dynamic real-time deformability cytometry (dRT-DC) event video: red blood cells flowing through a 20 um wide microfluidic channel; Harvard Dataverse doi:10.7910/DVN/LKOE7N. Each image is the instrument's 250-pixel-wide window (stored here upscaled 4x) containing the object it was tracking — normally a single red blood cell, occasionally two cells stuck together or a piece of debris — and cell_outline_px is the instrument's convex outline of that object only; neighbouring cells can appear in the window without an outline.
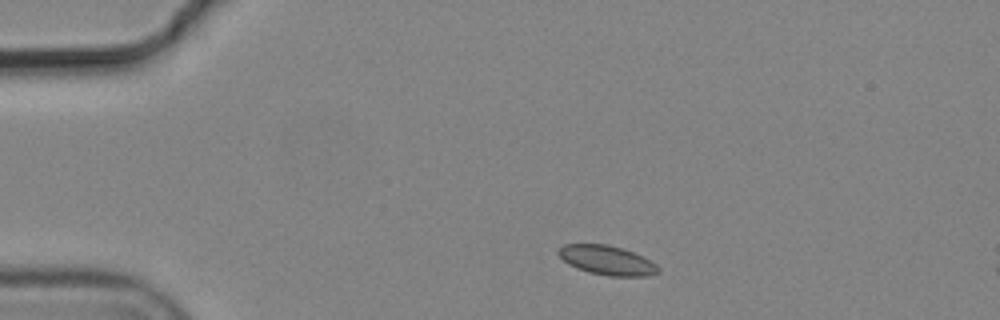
{"species": "common noctule bat (a hibernating species)", "species_latin": "Nyctalus noctula", "temperature_condition": "cold", "stored_images_in_passage": 3, "camera_frame_rate_fps": 3000, "um_per_image_px": 0.085, "animal": {"sex": "male", "body_mass_g": 19.2, "forearm_length_mm": 51.8}, "frame": {"image": 1, "passage_image": 1, "time_ms": 0.0, "image_size_px": [1000, 320], "cell_outline_px": [[660, 272], [648, 276], [608, 276], [588, 272], [576, 268], [568, 264], [556, 252], [564, 244], [608, 244], [624, 248], [644, 256], [652, 260], [660, 268]], "centroid_in_image_um": [51.64, 22.12], "position_along_channel_um": 33.4, "area_um2": 17.34}}